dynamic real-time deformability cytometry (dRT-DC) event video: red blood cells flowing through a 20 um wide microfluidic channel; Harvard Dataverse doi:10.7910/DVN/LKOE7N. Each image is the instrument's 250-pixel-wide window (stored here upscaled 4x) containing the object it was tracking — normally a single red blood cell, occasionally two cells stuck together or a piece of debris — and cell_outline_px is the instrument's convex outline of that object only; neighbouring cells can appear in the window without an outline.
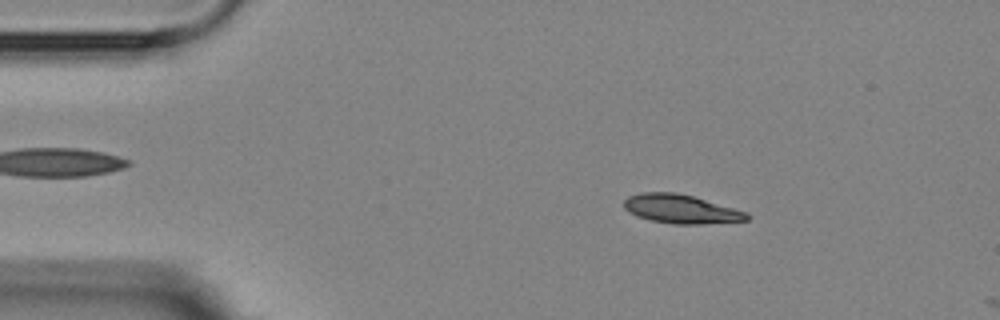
{"species": "Egyptian fruit bat (a non-hibernating species)", "species_latin": "Rousettus aegyptiacus", "temperature_condition": "room temperature", "stored_images_in_passage": 5, "camera_frame_rate_fps": 3000, "um_per_image_px": 0.085, "animal": {"sex": "female"}, "frame": {"image": 1, "passage_image": 3, "time_ms": 2.333, "image_size_px": [1000, 320], "cell_outline_px": [[752, 216], [748, 220], [700, 224], [672, 224], [652, 220], [636, 216], [628, 212], [624, 208], [624, 200], [628, 196], [640, 192], [676, 192], [692, 196], [748, 212]], "centroid_in_image_um": [57.87, 17.76], "position_along_channel_um": 27.1, "area_um2": 20.69}}